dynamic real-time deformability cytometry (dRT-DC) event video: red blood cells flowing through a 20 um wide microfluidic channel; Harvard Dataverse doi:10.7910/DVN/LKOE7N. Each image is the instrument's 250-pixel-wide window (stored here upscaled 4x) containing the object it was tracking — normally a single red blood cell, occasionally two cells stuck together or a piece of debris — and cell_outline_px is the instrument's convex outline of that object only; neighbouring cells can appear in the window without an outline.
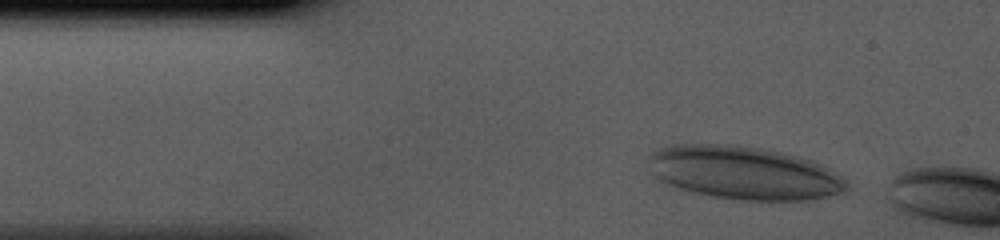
{"species": "human", "species_latin": "Homo sapiens", "temperature_condition": "cold", "stored_images_in_passage": 5, "camera_frame_rate_fps": 3000, "um_per_image_px": 0.085, "donor": {"sex": "male"}, "frame": {"image": 1, "passage_image": 2, "time_ms": 0.333, "image_size_px": [1000, 240], "cell_outline_px": [[848, 188], [844, 192], [828, 196], [808, 200], [736, 200], [712, 196], [692, 192], [676, 188], [652, 180], [652, 152], [656, 148], [672, 144], [724, 144], [756, 148], [796, 156], [820, 164], [828, 168], [844, 180], [848, 184]], "centroid_in_image_um": [63.15, 14.71], "position_along_channel_um": 21.8, "area_um2": 61.09}}